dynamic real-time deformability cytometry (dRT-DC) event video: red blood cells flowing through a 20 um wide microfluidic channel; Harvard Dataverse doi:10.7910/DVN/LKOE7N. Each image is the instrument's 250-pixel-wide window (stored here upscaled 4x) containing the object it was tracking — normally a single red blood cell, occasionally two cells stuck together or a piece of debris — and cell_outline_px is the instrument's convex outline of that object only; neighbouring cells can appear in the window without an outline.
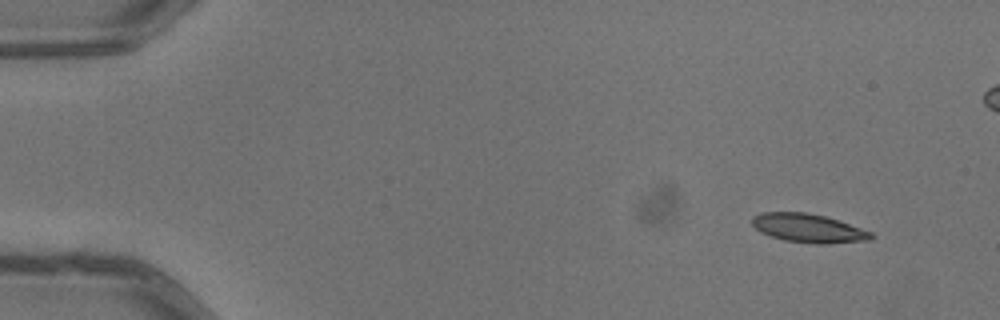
{"species": "common noctule bat (a hibernating species)", "species_latin": "Nyctalus noctula", "temperature_condition": "warm", "stored_images_in_passage": 5, "camera_frame_rate_fps": 3000, "um_per_image_px": 0.085, "animal": {"sex": "male", "body_mass_g": 13.3}, "frame": {"image": 1, "passage_image": 1, "time_ms": 0.0, "image_size_px": [1000, 320], "cell_outline_px": [[876, 236], [872, 240], [824, 244], [816, 244], [784, 240], [760, 232], [752, 224], [752, 216], [760, 212], [808, 212], [840, 220], [872, 232]], "centroid_in_image_um": [68.75, 19.39], "position_along_channel_um": 16.3, "area_um2": 20.11}}